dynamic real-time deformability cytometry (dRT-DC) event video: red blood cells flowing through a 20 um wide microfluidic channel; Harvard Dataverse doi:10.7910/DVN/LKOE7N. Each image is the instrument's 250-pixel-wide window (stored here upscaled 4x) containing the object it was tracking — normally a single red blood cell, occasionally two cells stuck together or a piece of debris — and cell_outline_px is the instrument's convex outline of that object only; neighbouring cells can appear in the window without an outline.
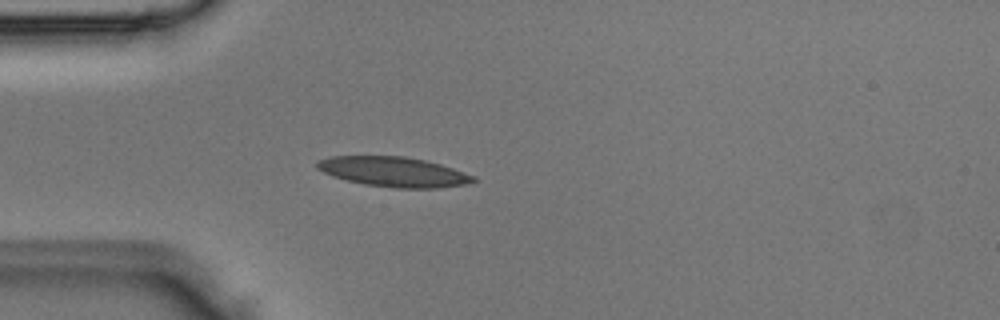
{"species": "Egyptian fruit bat (a non-hibernating species)", "species_latin": "Rousettus aegyptiacus", "temperature_condition": "room temperature", "stored_images_in_passage": 2, "camera_frame_rate_fps": 3000, "um_per_image_px": 0.085, "animal": {"sex": "male"}, "frame": {"image": 1, "passage_image": 2, "time_ms": 0.333, "image_size_px": [1000, 320], "cell_outline_px": [[476, 180], [464, 184], [440, 188], [392, 188], [364, 184], [332, 176], [316, 168], [316, 160], [328, 156], [404, 156], [424, 160], [440, 164], [476, 176]], "centroid_in_image_um": [33.42, 14.6], "position_along_channel_um": 51.6, "area_um2": 27.22}}